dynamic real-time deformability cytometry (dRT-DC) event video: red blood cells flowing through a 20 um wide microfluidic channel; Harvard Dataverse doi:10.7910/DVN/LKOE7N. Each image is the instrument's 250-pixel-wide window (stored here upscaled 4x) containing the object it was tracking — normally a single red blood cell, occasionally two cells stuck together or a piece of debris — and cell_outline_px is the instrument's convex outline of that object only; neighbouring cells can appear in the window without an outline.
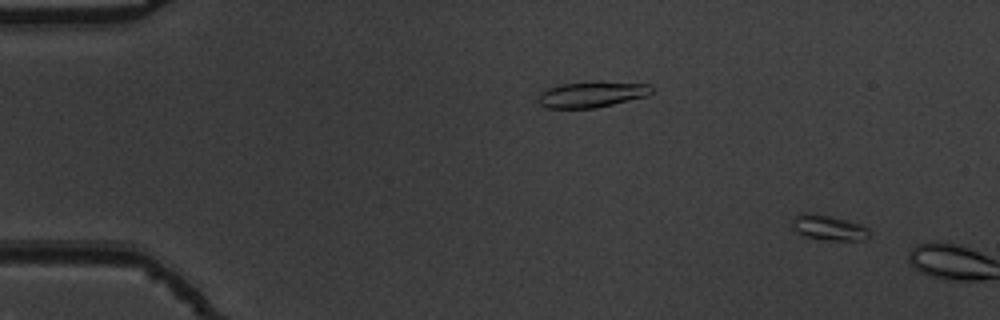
{"species": "common noctule bat (a hibernating species)", "species_latin": "Nyctalus noctula", "temperature_condition": "warm", "stored_images_in_passage": 8, "camera_frame_rate_fps": 3000, "um_per_image_px": 0.085, "animal": {"sex": "male", "body_mass_g": 19.5, "forearm_length_mm": 54.6}, "frame": {"image": 1, "passage_image": 5, "time_ms": 1.333, "image_size_px": [1000, 320], "cell_outline_px": [[872, 232], [868, 236], [860, 240], [828, 240], [804, 236], [796, 232], [792, 228], [792, 220], [800, 212], [808, 212], [828, 216], [860, 224], [868, 228]], "centroid_in_image_um": [70.4, 19.35], "position_along_channel_um": 14.6, "area_um2": 11.21}}